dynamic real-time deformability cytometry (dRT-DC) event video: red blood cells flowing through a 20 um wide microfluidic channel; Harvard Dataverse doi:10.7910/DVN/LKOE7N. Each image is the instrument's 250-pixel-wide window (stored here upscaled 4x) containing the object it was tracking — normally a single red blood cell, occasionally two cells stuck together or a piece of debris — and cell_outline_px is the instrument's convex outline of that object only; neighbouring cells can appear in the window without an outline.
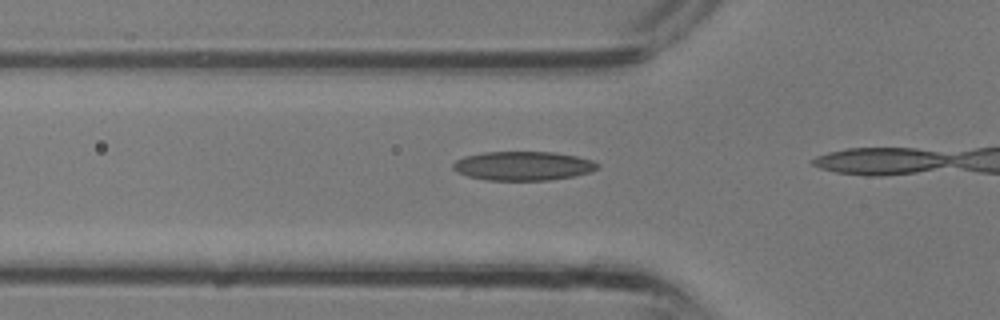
{"species": "common noctule bat (a hibernating species)", "species_latin": "Nyctalus noctula", "temperature_condition": "room temperature", "stored_images_in_passage": 5, "camera_frame_rate_fps": 3000, "um_per_image_px": 0.085, "animal": {"sex": "male", "body_mass_g": 13.3}, "frame": {"image": 1, "passage_image": 4, "time_ms": 1.0, "image_size_px": [1000, 320], "cell_outline_px": [[600, 168], [592, 172], [572, 176], [548, 180], [484, 180], [468, 176], [456, 172], [452, 168], [452, 164], [456, 160], [464, 156], [484, 152], [552, 152], [576, 156], [592, 160], [600, 164]], "centroid_in_image_um": [44.46, 14.1], "position_along_channel_um": 81.3, "area_um2": 24.57}}